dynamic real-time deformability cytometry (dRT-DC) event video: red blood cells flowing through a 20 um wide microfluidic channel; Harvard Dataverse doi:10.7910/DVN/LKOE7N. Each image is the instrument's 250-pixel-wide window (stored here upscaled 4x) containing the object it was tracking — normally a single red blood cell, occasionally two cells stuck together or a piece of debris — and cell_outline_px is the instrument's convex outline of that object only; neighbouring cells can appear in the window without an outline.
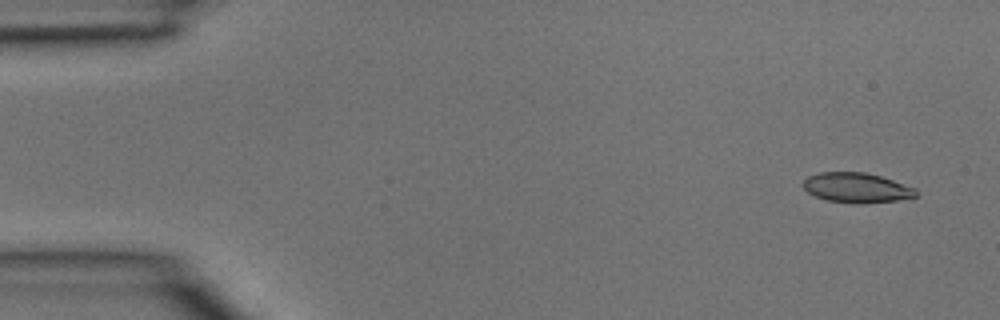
{"species": "common noctule bat (a hibernating species)", "species_latin": "Nyctalus noctula", "temperature_condition": "room temperature", "stored_images_in_passage": 4, "camera_frame_rate_fps": 3000, "um_per_image_px": 0.085, "animal": {"sex": "male", "body_mass_g": 15.6}, "frame": {"image": 1, "passage_image": 1, "time_ms": 0.0, "image_size_px": [1000, 320], "cell_outline_px": [[916, 196], [896, 200], [856, 204], [828, 200], [816, 196], [808, 192], [804, 188], [804, 180], [808, 176], [820, 172], [864, 172], [880, 176], [916, 188]], "centroid_in_image_um": [72.8, 15.95], "position_along_channel_um": 12.2, "area_um2": 19.36}}
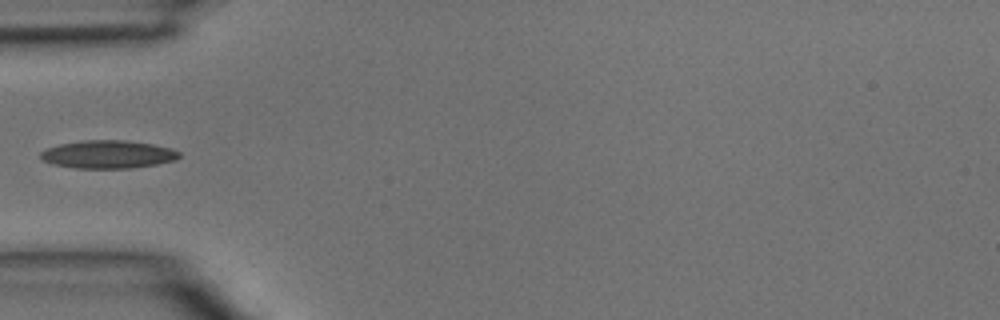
{"frame": {"image": 2, "passage_image": 4, "time_ms": 1.0, "image_size_px": [1000, 320], "cell_outline_px": [[180, 156], [176, 160], [156, 164], [128, 168], [76, 168], [52, 164], [44, 160], [40, 156], [40, 152], [48, 148], [60, 144], [84, 140], [124, 140], [152, 144], [172, 148], [180, 152]], "centroid_in_image_um": [9.2, 13.12], "position_along_channel_um": 75.8, "area_um2": 22.48}}